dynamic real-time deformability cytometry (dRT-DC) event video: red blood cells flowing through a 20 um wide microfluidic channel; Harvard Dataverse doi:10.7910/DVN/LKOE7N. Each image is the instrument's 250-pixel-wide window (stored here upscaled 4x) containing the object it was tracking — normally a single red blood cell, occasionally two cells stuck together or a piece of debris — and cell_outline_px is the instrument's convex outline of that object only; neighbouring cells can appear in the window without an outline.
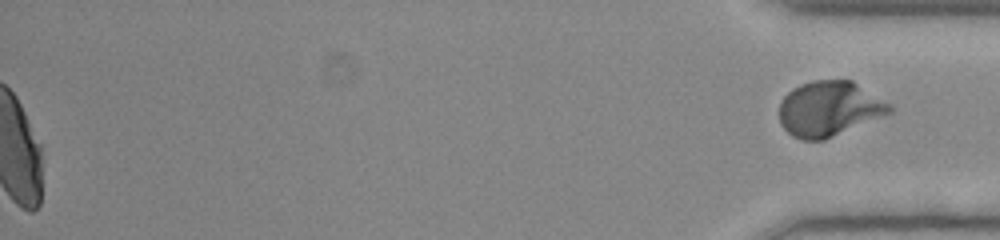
{"species": "human", "species_latin": "Homo sapiens", "temperature_condition": "room temperature", "stored_images_in_passage": 53, "segment_of_instrument_passage": [2, 2], "camera_frame_rate_fps": 3000, "um_per_image_px": 0.085, "donor": {"sex": "female"}, "frame": {"image": 1, "passage_image": 53, "time_ms": 17.333, "image_size_px": [1000, 240], "cell_outline_px": [[892, 112], [824, 140], [800, 140], [792, 136], [780, 124], [780, 100], [792, 88], [800, 84], [812, 80], [852, 80], [888, 104], [892, 108]], "centroid_in_image_um": [70.42, 9.24], "position_along_channel_um": 364.8, "area_um2": 35.08}}